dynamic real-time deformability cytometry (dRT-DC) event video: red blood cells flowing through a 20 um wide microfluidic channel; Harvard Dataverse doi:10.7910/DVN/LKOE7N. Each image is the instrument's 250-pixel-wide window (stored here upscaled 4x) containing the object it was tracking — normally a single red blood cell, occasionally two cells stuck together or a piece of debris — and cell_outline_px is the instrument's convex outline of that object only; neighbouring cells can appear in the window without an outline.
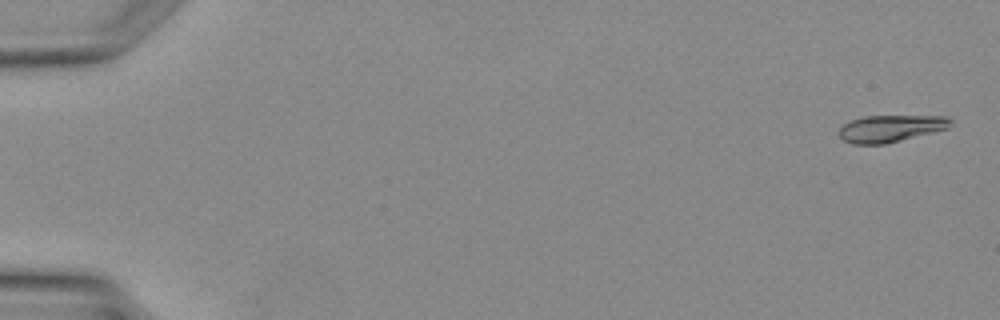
{"species": "Egyptian fruit bat (a non-hibernating species)", "species_latin": "Rousettus aegyptiacus", "temperature_condition": "warm", "stored_images_in_passage": 6, "camera_frame_rate_fps": 3000, "um_per_image_px": 0.085, "animal": {"sex": "female"}, "frame": {"image": 1, "passage_image": 1, "time_ms": 0.0, "image_size_px": [1000, 320], "cell_outline_px": [[952, 120], [948, 128], [884, 144], [852, 144], [844, 140], [840, 136], [840, 128], [844, 124], [852, 120], [864, 116], [948, 116]], "centroid_in_image_um": [75.7, 10.91], "position_along_channel_um": 9.3, "area_um2": 17.22}}
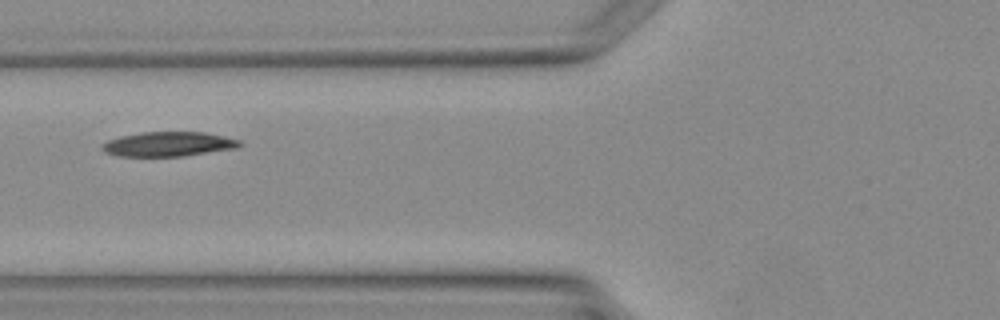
{"frame": {"image": 2, "passage_image": 6, "time_ms": 7.0, "image_size_px": [1000, 320], "cell_outline_px": [[244, 144], [236, 148], [184, 156], [116, 156], [104, 152], [100, 148], [100, 144], [108, 140], [120, 136], [140, 132], [204, 132], [224, 136], [240, 140]], "centroid_in_image_um": [14.28, 12.25], "position_along_channel_um": 111.5, "area_um2": 19.88}}